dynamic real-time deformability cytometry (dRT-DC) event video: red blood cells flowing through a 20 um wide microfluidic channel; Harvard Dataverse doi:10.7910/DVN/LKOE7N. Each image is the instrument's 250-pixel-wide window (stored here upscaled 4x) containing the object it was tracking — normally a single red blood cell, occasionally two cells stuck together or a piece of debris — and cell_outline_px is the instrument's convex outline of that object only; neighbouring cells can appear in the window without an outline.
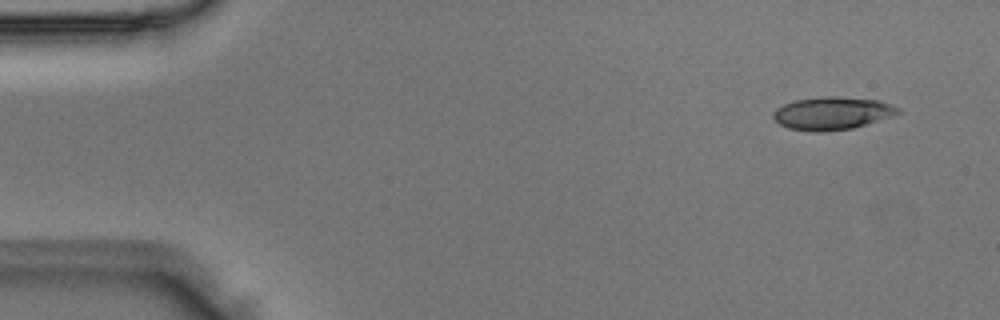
{"species": "Egyptian fruit bat (a non-hibernating species)", "species_latin": "Rousettus aegyptiacus", "temperature_condition": "room temperature", "stored_images_in_passage": 4, "camera_frame_rate_fps": 3000, "um_per_image_px": 0.085, "animal": {"sex": "male"}, "frame": {"image": 1, "passage_image": 1, "time_ms": 0.0, "image_size_px": [1000, 320], "cell_outline_px": [[900, 112], [892, 116], [852, 128], [820, 132], [812, 132], [788, 128], [780, 124], [772, 116], [772, 112], [776, 108], [784, 104], [796, 100], [824, 96], [836, 96], [880, 100], [900, 108]], "centroid_in_image_um": [70.72, 9.62], "position_along_channel_um": 14.3, "area_um2": 23.81}}